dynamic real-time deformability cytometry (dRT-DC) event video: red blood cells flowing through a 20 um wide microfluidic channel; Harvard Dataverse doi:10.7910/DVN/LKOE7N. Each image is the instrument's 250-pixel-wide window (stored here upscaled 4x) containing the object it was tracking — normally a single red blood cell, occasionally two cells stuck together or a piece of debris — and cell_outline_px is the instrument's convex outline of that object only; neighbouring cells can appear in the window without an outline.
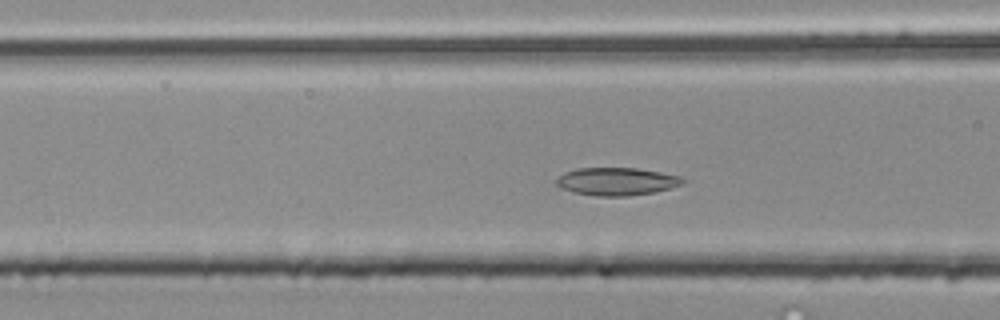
{"species": "common noctule bat (a hibernating species)", "species_latin": "Nyctalus noctula", "temperature_condition": "room temperature", "stored_images_in_passage": 49, "camera_frame_rate_fps": 3000, "um_per_image_px": 0.085, "animal": {"sex": "male", "body_mass_g": 20.4}, "frame": {"image": 1, "passage_image": 16, "time_ms": 5.0, "image_size_px": [1000, 320], "cell_outline_px": [[684, 184], [652, 192], [628, 196], [596, 196], [572, 192], [556, 184], [556, 180], [564, 172], [576, 168], [636, 168], [660, 172], [680, 176], [684, 180]], "centroid_in_image_um": [52.4, 15.42], "position_along_channel_um": 114.2, "area_um2": 20.29}}
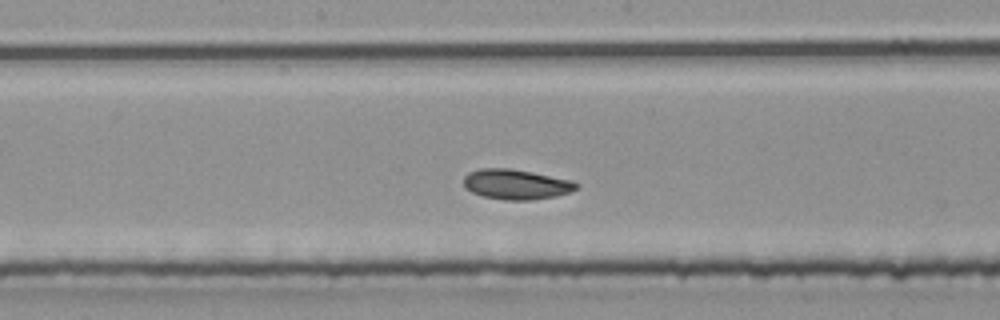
{"frame": {"image": 2, "passage_image": 23, "time_ms": 7.333, "image_size_px": [1000, 320], "cell_outline_px": [[580, 188], [556, 196], [532, 200], [504, 200], [484, 196], [472, 192], [464, 188], [464, 176], [468, 172], [480, 168], [508, 168], [532, 172], [572, 180], [580, 184]], "centroid_in_image_um": [43.88, 15.66], "position_along_channel_um": 204.3, "area_um2": 19.88}}
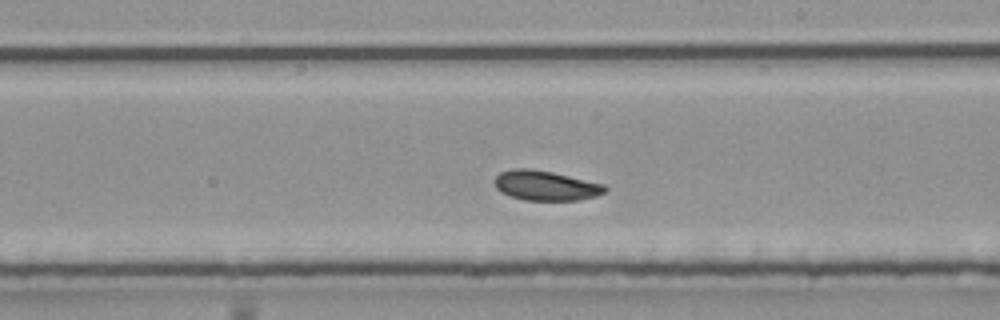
{"frame": {"image": 3, "passage_image": 26, "time_ms": 8.333, "image_size_px": [1000, 320], "cell_outline_px": [[608, 188], [604, 192], [596, 196], [580, 200], [524, 200], [500, 192], [496, 188], [492, 180], [500, 172], [512, 168], [528, 168], [552, 172], [604, 184]], "centroid_in_image_um": [46.35, 15.77], "position_along_channel_um": 242.7, "area_um2": 19.25}, "authors_computed_cell_mechanics": {"area_um2": 19.4786, "velocity_mm_per_s": 3.8543, "shape_relaxation_time_tau1_ms": 2.6893, "shape_relaxation_time_tau2_ms": null, "deformation_change_tau1": 0.1063, "deformation_change_tau2": null}}